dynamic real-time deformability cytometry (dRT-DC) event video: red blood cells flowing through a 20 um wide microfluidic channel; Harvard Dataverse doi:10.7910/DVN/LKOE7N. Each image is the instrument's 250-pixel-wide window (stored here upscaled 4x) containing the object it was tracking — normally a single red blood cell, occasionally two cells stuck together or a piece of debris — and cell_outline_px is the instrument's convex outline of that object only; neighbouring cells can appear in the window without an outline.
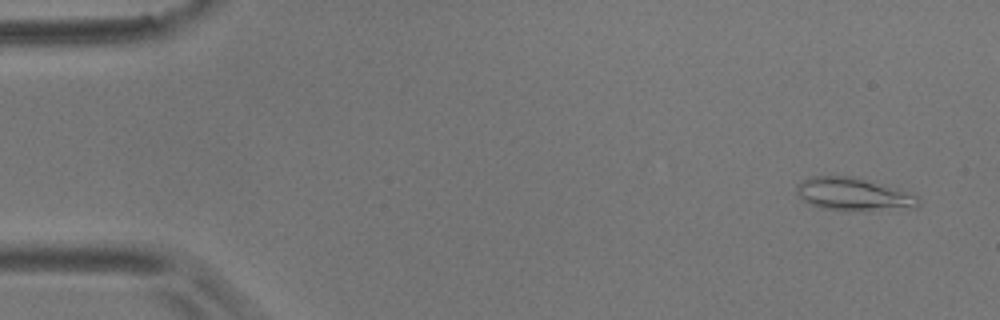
{"species": "common noctule bat (a hibernating species)", "species_latin": "Nyctalus noctula", "temperature_condition": "room temperature", "stored_images_in_passage": 9, "camera_frame_rate_fps": 3000, "um_per_image_px": 0.085, "animal": {"sex": "male", "body_mass_g": 17.9}, "frame": {"image": 1, "passage_image": 1, "time_ms": 0.0, "image_size_px": [1000, 320], "cell_outline_px": [[920, 204], [916, 208], [848, 212], [820, 208], [804, 200], [796, 192], [796, 184], [812, 176], [852, 176], [896, 188], [916, 196], [920, 200]], "centroid_in_image_um": [72.55, 16.54], "position_along_channel_um": 12.5, "area_um2": 23.52}}
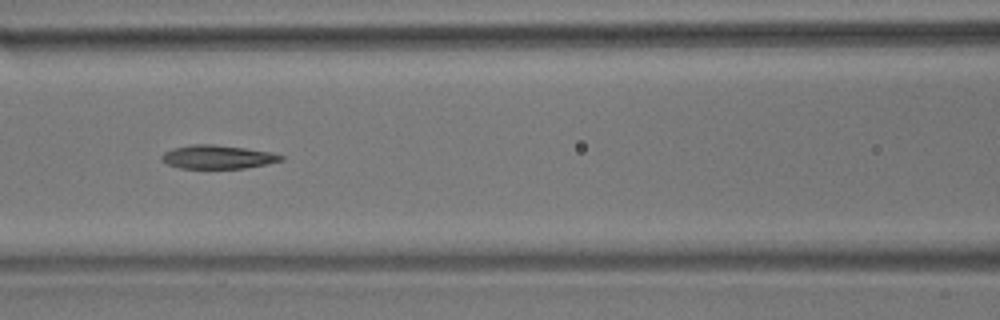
{"frame": {"image": 2, "passage_image": 7, "time_ms": 2.0, "image_size_px": [1000, 320], "cell_outline_px": [[284, 160], [268, 164], [244, 168], [180, 168], [168, 164], [160, 160], [160, 156], [164, 152], [172, 148], [192, 144], [212, 144], [244, 148], [272, 152], [284, 156]], "centroid_in_image_um": [18.49, 13.34], "position_along_channel_um": 148.1, "area_um2": 16.47}}
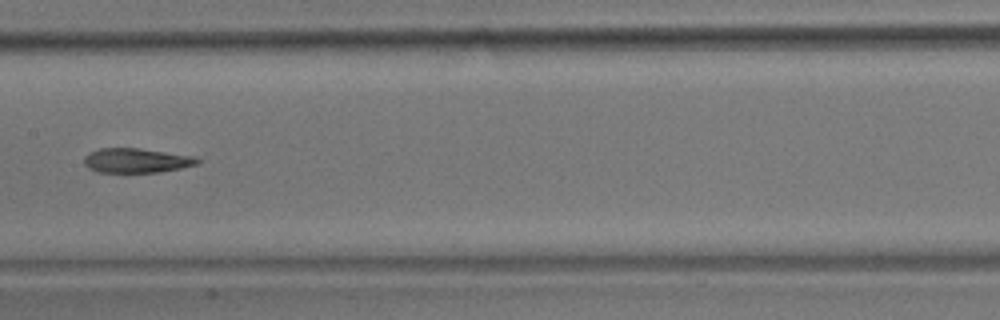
{"frame": {"image": 3, "passage_image": 8, "time_ms": 2.333, "image_size_px": [1000, 320], "cell_outline_px": [[200, 164], [160, 172], [96, 172], [88, 168], [84, 164], [84, 156], [88, 152], [100, 148], [140, 148], [196, 156], [200, 160]], "centroid_in_image_um": [11.6, 13.64], "position_along_channel_um": 195.8, "area_um2": 16.42}}